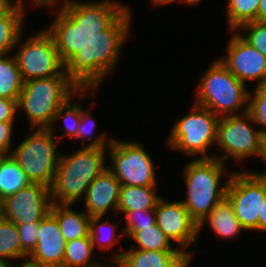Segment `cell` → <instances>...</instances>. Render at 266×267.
I'll list each match as a JSON object with an SVG mask.
<instances>
[{
    "label": "cell",
    "mask_w": 266,
    "mask_h": 267,
    "mask_svg": "<svg viewBox=\"0 0 266 267\" xmlns=\"http://www.w3.org/2000/svg\"><path fill=\"white\" fill-rule=\"evenodd\" d=\"M227 166L217 158H191L183 165V184L187 194L180 201L197 224L226 198L228 184L234 173Z\"/></svg>",
    "instance_id": "cell-3"
},
{
    "label": "cell",
    "mask_w": 266,
    "mask_h": 267,
    "mask_svg": "<svg viewBox=\"0 0 266 267\" xmlns=\"http://www.w3.org/2000/svg\"><path fill=\"white\" fill-rule=\"evenodd\" d=\"M122 246L111 257L105 256L110 267H190L194 263L181 251L125 250Z\"/></svg>",
    "instance_id": "cell-17"
},
{
    "label": "cell",
    "mask_w": 266,
    "mask_h": 267,
    "mask_svg": "<svg viewBox=\"0 0 266 267\" xmlns=\"http://www.w3.org/2000/svg\"><path fill=\"white\" fill-rule=\"evenodd\" d=\"M23 3L29 4L32 8H37L39 10V7H43L46 5H52L56 4L58 2H61L63 0H20ZM28 1V3H27ZM34 5V7H33Z\"/></svg>",
    "instance_id": "cell-40"
},
{
    "label": "cell",
    "mask_w": 266,
    "mask_h": 267,
    "mask_svg": "<svg viewBox=\"0 0 266 267\" xmlns=\"http://www.w3.org/2000/svg\"><path fill=\"white\" fill-rule=\"evenodd\" d=\"M31 184L28 175L10 154L0 158V202Z\"/></svg>",
    "instance_id": "cell-27"
},
{
    "label": "cell",
    "mask_w": 266,
    "mask_h": 267,
    "mask_svg": "<svg viewBox=\"0 0 266 267\" xmlns=\"http://www.w3.org/2000/svg\"><path fill=\"white\" fill-rule=\"evenodd\" d=\"M16 124L17 122H0V152L3 155H8L12 151Z\"/></svg>",
    "instance_id": "cell-36"
},
{
    "label": "cell",
    "mask_w": 266,
    "mask_h": 267,
    "mask_svg": "<svg viewBox=\"0 0 266 267\" xmlns=\"http://www.w3.org/2000/svg\"><path fill=\"white\" fill-rule=\"evenodd\" d=\"M22 267H37V266H33V265H24Z\"/></svg>",
    "instance_id": "cell-45"
},
{
    "label": "cell",
    "mask_w": 266,
    "mask_h": 267,
    "mask_svg": "<svg viewBox=\"0 0 266 267\" xmlns=\"http://www.w3.org/2000/svg\"><path fill=\"white\" fill-rule=\"evenodd\" d=\"M264 135L248 112L220 117L217 126L216 144L219 153L214 154L222 163L241 164L245 159L262 160ZM222 151V152H221Z\"/></svg>",
    "instance_id": "cell-9"
},
{
    "label": "cell",
    "mask_w": 266,
    "mask_h": 267,
    "mask_svg": "<svg viewBox=\"0 0 266 267\" xmlns=\"http://www.w3.org/2000/svg\"><path fill=\"white\" fill-rule=\"evenodd\" d=\"M121 184L115 175L105 168L89 185L83 200V209L89 216H107L109 211L117 215Z\"/></svg>",
    "instance_id": "cell-18"
},
{
    "label": "cell",
    "mask_w": 266,
    "mask_h": 267,
    "mask_svg": "<svg viewBox=\"0 0 266 267\" xmlns=\"http://www.w3.org/2000/svg\"><path fill=\"white\" fill-rule=\"evenodd\" d=\"M158 186L121 185L117 211H137L156 208L162 197Z\"/></svg>",
    "instance_id": "cell-23"
},
{
    "label": "cell",
    "mask_w": 266,
    "mask_h": 267,
    "mask_svg": "<svg viewBox=\"0 0 266 267\" xmlns=\"http://www.w3.org/2000/svg\"><path fill=\"white\" fill-rule=\"evenodd\" d=\"M37 246L28 256L25 265L37 267H63L66 240L61 234L55 216L49 212L40 221Z\"/></svg>",
    "instance_id": "cell-16"
},
{
    "label": "cell",
    "mask_w": 266,
    "mask_h": 267,
    "mask_svg": "<svg viewBox=\"0 0 266 267\" xmlns=\"http://www.w3.org/2000/svg\"><path fill=\"white\" fill-rule=\"evenodd\" d=\"M248 113L263 135L266 134V85L250 88Z\"/></svg>",
    "instance_id": "cell-32"
},
{
    "label": "cell",
    "mask_w": 266,
    "mask_h": 267,
    "mask_svg": "<svg viewBox=\"0 0 266 267\" xmlns=\"http://www.w3.org/2000/svg\"><path fill=\"white\" fill-rule=\"evenodd\" d=\"M100 89L97 88H81V118L77 132V142L80 141L82 147H94V148H108L113 142L114 137L108 136L106 131L101 132L98 136H94V132L97 126V119L92 115V110L89 107L86 109L82 107V104L86 96L97 97ZM84 99V100H83ZM83 101V102H82ZM107 133V134H106ZM86 141L89 143H86Z\"/></svg>",
    "instance_id": "cell-21"
},
{
    "label": "cell",
    "mask_w": 266,
    "mask_h": 267,
    "mask_svg": "<svg viewBox=\"0 0 266 267\" xmlns=\"http://www.w3.org/2000/svg\"><path fill=\"white\" fill-rule=\"evenodd\" d=\"M129 7L119 0H63L40 8H51L55 14L46 31L52 36L65 65Z\"/></svg>",
    "instance_id": "cell-1"
},
{
    "label": "cell",
    "mask_w": 266,
    "mask_h": 267,
    "mask_svg": "<svg viewBox=\"0 0 266 267\" xmlns=\"http://www.w3.org/2000/svg\"><path fill=\"white\" fill-rule=\"evenodd\" d=\"M20 259L22 261V244L17 225L0 216V264L3 267H22Z\"/></svg>",
    "instance_id": "cell-26"
},
{
    "label": "cell",
    "mask_w": 266,
    "mask_h": 267,
    "mask_svg": "<svg viewBox=\"0 0 266 267\" xmlns=\"http://www.w3.org/2000/svg\"><path fill=\"white\" fill-rule=\"evenodd\" d=\"M124 215L122 220H125L126 225L121 227L125 233V238L133 232L138 231L141 227L152 226L155 222V208L148 210L137 211H117V215ZM125 218V219H124Z\"/></svg>",
    "instance_id": "cell-34"
},
{
    "label": "cell",
    "mask_w": 266,
    "mask_h": 267,
    "mask_svg": "<svg viewBox=\"0 0 266 267\" xmlns=\"http://www.w3.org/2000/svg\"><path fill=\"white\" fill-rule=\"evenodd\" d=\"M150 4L151 6H154V7H166L165 5H172V4H177V3H181V0H150Z\"/></svg>",
    "instance_id": "cell-41"
},
{
    "label": "cell",
    "mask_w": 266,
    "mask_h": 267,
    "mask_svg": "<svg viewBox=\"0 0 266 267\" xmlns=\"http://www.w3.org/2000/svg\"><path fill=\"white\" fill-rule=\"evenodd\" d=\"M258 232L266 233V195H265V198L263 200L261 211L259 213Z\"/></svg>",
    "instance_id": "cell-39"
},
{
    "label": "cell",
    "mask_w": 266,
    "mask_h": 267,
    "mask_svg": "<svg viewBox=\"0 0 266 267\" xmlns=\"http://www.w3.org/2000/svg\"><path fill=\"white\" fill-rule=\"evenodd\" d=\"M200 76L192 103L209 109L218 117L248 112L251 87L239 81L219 59L211 62Z\"/></svg>",
    "instance_id": "cell-5"
},
{
    "label": "cell",
    "mask_w": 266,
    "mask_h": 267,
    "mask_svg": "<svg viewBox=\"0 0 266 267\" xmlns=\"http://www.w3.org/2000/svg\"><path fill=\"white\" fill-rule=\"evenodd\" d=\"M155 222L167 238L192 262L191 246L199 241L198 224L191 218L180 200L170 201L161 197L155 208ZM189 248V249H188Z\"/></svg>",
    "instance_id": "cell-13"
},
{
    "label": "cell",
    "mask_w": 266,
    "mask_h": 267,
    "mask_svg": "<svg viewBox=\"0 0 266 267\" xmlns=\"http://www.w3.org/2000/svg\"><path fill=\"white\" fill-rule=\"evenodd\" d=\"M191 105L189 113L178 117L171 125L165 145L173 152L185 154L189 160L191 157L214 158L208 151L216 144L220 117L195 103Z\"/></svg>",
    "instance_id": "cell-7"
},
{
    "label": "cell",
    "mask_w": 266,
    "mask_h": 267,
    "mask_svg": "<svg viewBox=\"0 0 266 267\" xmlns=\"http://www.w3.org/2000/svg\"><path fill=\"white\" fill-rule=\"evenodd\" d=\"M27 6L20 2L8 15L0 17V57L12 54L20 35L25 31Z\"/></svg>",
    "instance_id": "cell-22"
},
{
    "label": "cell",
    "mask_w": 266,
    "mask_h": 267,
    "mask_svg": "<svg viewBox=\"0 0 266 267\" xmlns=\"http://www.w3.org/2000/svg\"><path fill=\"white\" fill-rule=\"evenodd\" d=\"M81 88L69 76L23 81L18 112L27 116L29 129L50 128L61 105Z\"/></svg>",
    "instance_id": "cell-6"
},
{
    "label": "cell",
    "mask_w": 266,
    "mask_h": 267,
    "mask_svg": "<svg viewBox=\"0 0 266 267\" xmlns=\"http://www.w3.org/2000/svg\"><path fill=\"white\" fill-rule=\"evenodd\" d=\"M18 113V100L0 98V122H16Z\"/></svg>",
    "instance_id": "cell-37"
},
{
    "label": "cell",
    "mask_w": 266,
    "mask_h": 267,
    "mask_svg": "<svg viewBox=\"0 0 266 267\" xmlns=\"http://www.w3.org/2000/svg\"><path fill=\"white\" fill-rule=\"evenodd\" d=\"M20 242L22 244V266L27 262L28 256L37 246L39 239L40 222L17 225Z\"/></svg>",
    "instance_id": "cell-35"
},
{
    "label": "cell",
    "mask_w": 266,
    "mask_h": 267,
    "mask_svg": "<svg viewBox=\"0 0 266 267\" xmlns=\"http://www.w3.org/2000/svg\"><path fill=\"white\" fill-rule=\"evenodd\" d=\"M23 80L12 54L0 57V98L18 100Z\"/></svg>",
    "instance_id": "cell-30"
},
{
    "label": "cell",
    "mask_w": 266,
    "mask_h": 267,
    "mask_svg": "<svg viewBox=\"0 0 266 267\" xmlns=\"http://www.w3.org/2000/svg\"><path fill=\"white\" fill-rule=\"evenodd\" d=\"M73 206L52 203L50 209L58 222L61 234L67 242L89 235L91 216L84 210L74 209Z\"/></svg>",
    "instance_id": "cell-20"
},
{
    "label": "cell",
    "mask_w": 266,
    "mask_h": 267,
    "mask_svg": "<svg viewBox=\"0 0 266 267\" xmlns=\"http://www.w3.org/2000/svg\"><path fill=\"white\" fill-rule=\"evenodd\" d=\"M20 2V0H0V17L8 15Z\"/></svg>",
    "instance_id": "cell-38"
},
{
    "label": "cell",
    "mask_w": 266,
    "mask_h": 267,
    "mask_svg": "<svg viewBox=\"0 0 266 267\" xmlns=\"http://www.w3.org/2000/svg\"><path fill=\"white\" fill-rule=\"evenodd\" d=\"M245 168L232 174L226 198L245 231L258 232L259 213L266 195V175Z\"/></svg>",
    "instance_id": "cell-12"
},
{
    "label": "cell",
    "mask_w": 266,
    "mask_h": 267,
    "mask_svg": "<svg viewBox=\"0 0 266 267\" xmlns=\"http://www.w3.org/2000/svg\"><path fill=\"white\" fill-rule=\"evenodd\" d=\"M258 21L266 22V0H260L258 9Z\"/></svg>",
    "instance_id": "cell-42"
},
{
    "label": "cell",
    "mask_w": 266,
    "mask_h": 267,
    "mask_svg": "<svg viewBox=\"0 0 266 267\" xmlns=\"http://www.w3.org/2000/svg\"><path fill=\"white\" fill-rule=\"evenodd\" d=\"M260 0H227L225 18L228 31H235L239 26L258 21Z\"/></svg>",
    "instance_id": "cell-31"
},
{
    "label": "cell",
    "mask_w": 266,
    "mask_h": 267,
    "mask_svg": "<svg viewBox=\"0 0 266 267\" xmlns=\"http://www.w3.org/2000/svg\"><path fill=\"white\" fill-rule=\"evenodd\" d=\"M24 34L23 32L20 35L13 49L15 52L13 55L23 81L52 76H68L55 42L45 28L37 30L34 35L26 39L23 38Z\"/></svg>",
    "instance_id": "cell-11"
},
{
    "label": "cell",
    "mask_w": 266,
    "mask_h": 267,
    "mask_svg": "<svg viewBox=\"0 0 266 267\" xmlns=\"http://www.w3.org/2000/svg\"><path fill=\"white\" fill-rule=\"evenodd\" d=\"M235 32L266 57V22L251 21L239 26Z\"/></svg>",
    "instance_id": "cell-33"
},
{
    "label": "cell",
    "mask_w": 266,
    "mask_h": 267,
    "mask_svg": "<svg viewBox=\"0 0 266 267\" xmlns=\"http://www.w3.org/2000/svg\"><path fill=\"white\" fill-rule=\"evenodd\" d=\"M21 143L14 145L10 155L28 175L32 183L50 188L57 169L62 136L57 138L50 128L29 129ZM16 146V147H15Z\"/></svg>",
    "instance_id": "cell-8"
},
{
    "label": "cell",
    "mask_w": 266,
    "mask_h": 267,
    "mask_svg": "<svg viewBox=\"0 0 266 267\" xmlns=\"http://www.w3.org/2000/svg\"><path fill=\"white\" fill-rule=\"evenodd\" d=\"M96 254L92 245L90 234L87 237L66 242L63 267H110L103 260L95 258ZM94 257V258H93Z\"/></svg>",
    "instance_id": "cell-24"
},
{
    "label": "cell",
    "mask_w": 266,
    "mask_h": 267,
    "mask_svg": "<svg viewBox=\"0 0 266 267\" xmlns=\"http://www.w3.org/2000/svg\"><path fill=\"white\" fill-rule=\"evenodd\" d=\"M223 57H217L228 70L246 86L251 81L253 87L266 85V57L244 41L235 31H230Z\"/></svg>",
    "instance_id": "cell-15"
},
{
    "label": "cell",
    "mask_w": 266,
    "mask_h": 267,
    "mask_svg": "<svg viewBox=\"0 0 266 267\" xmlns=\"http://www.w3.org/2000/svg\"><path fill=\"white\" fill-rule=\"evenodd\" d=\"M132 12L130 6L108 29L99 33L65 64V73L80 88L100 89L104 79L117 70L121 51L133 35Z\"/></svg>",
    "instance_id": "cell-2"
},
{
    "label": "cell",
    "mask_w": 266,
    "mask_h": 267,
    "mask_svg": "<svg viewBox=\"0 0 266 267\" xmlns=\"http://www.w3.org/2000/svg\"><path fill=\"white\" fill-rule=\"evenodd\" d=\"M106 159L107 148L81 146L71 154L60 152L50 186L52 203L75 206L82 202L89 185L107 168Z\"/></svg>",
    "instance_id": "cell-4"
},
{
    "label": "cell",
    "mask_w": 266,
    "mask_h": 267,
    "mask_svg": "<svg viewBox=\"0 0 266 267\" xmlns=\"http://www.w3.org/2000/svg\"><path fill=\"white\" fill-rule=\"evenodd\" d=\"M127 238L133 241L129 249L153 250V251H180L167 238L163 231L155 223L152 226L141 227L133 231Z\"/></svg>",
    "instance_id": "cell-29"
},
{
    "label": "cell",
    "mask_w": 266,
    "mask_h": 267,
    "mask_svg": "<svg viewBox=\"0 0 266 267\" xmlns=\"http://www.w3.org/2000/svg\"><path fill=\"white\" fill-rule=\"evenodd\" d=\"M73 100V99H75ZM74 101V102H73ZM81 118V89L71 97L65 104L61 105L59 111L56 113L54 121L50 127L53 135L58 131H62V136L71 138L74 143H77V132ZM60 120V121H59ZM63 122L61 127L56 128V124ZM64 124V125H63ZM58 130V131H55Z\"/></svg>",
    "instance_id": "cell-28"
},
{
    "label": "cell",
    "mask_w": 266,
    "mask_h": 267,
    "mask_svg": "<svg viewBox=\"0 0 266 267\" xmlns=\"http://www.w3.org/2000/svg\"><path fill=\"white\" fill-rule=\"evenodd\" d=\"M106 216H92L90 218V228H89V234L92 240V245L94 250L97 249L101 251L108 252L109 250H113V247L118 246L119 243H121L123 240V237L125 238V233L123 229L120 228L117 229L119 224L118 222L115 224L111 223L109 219L106 218ZM103 221V222H102Z\"/></svg>",
    "instance_id": "cell-25"
},
{
    "label": "cell",
    "mask_w": 266,
    "mask_h": 267,
    "mask_svg": "<svg viewBox=\"0 0 266 267\" xmlns=\"http://www.w3.org/2000/svg\"><path fill=\"white\" fill-rule=\"evenodd\" d=\"M265 163L264 164V167H265V169H264V171H257V172H259L260 174H262V175H266V134L264 135V141H263V155H262V161H261V163Z\"/></svg>",
    "instance_id": "cell-43"
},
{
    "label": "cell",
    "mask_w": 266,
    "mask_h": 267,
    "mask_svg": "<svg viewBox=\"0 0 266 267\" xmlns=\"http://www.w3.org/2000/svg\"><path fill=\"white\" fill-rule=\"evenodd\" d=\"M202 0H181V3L183 5V3L186 5V6H197L198 4H201Z\"/></svg>",
    "instance_id": "cell-44"
},
{
    "label": "cell",
    "mask_w": 266,
    "mask_h": 267,
    "mask_svg": "<svg viewBox=\"0 0 266 267\" xmlns=\"http://www.w3.org/2000/svg\"><path fill=\"white\" fill-rule=\"evenodd\" d=\"M52 206L50 188L32 183L0 202V215L15 225L40 222Z\"/></svg>",
    "instance_id": "cell-14"
},
{
    "label": "cell",
    "mask_w": 266,
    "mask_h": 267,
    "mask_svg": "<svg viewBox=\"0 0 266 267\" xmlns=\"http://www.w3.org/2000/svg\"><path fill=\"white\" fill-rule=\"evenodd\" d=\"M139 140H123L114 136L107 148V168L121 185L159 186L156 164ZM145 145V146H144Z\"/></svg>",
    "instance_id": "cell-10"
},
{
    "label": "cell",
    "mask_w": 266,
    "mask_h": 267,
    "mask_svg": "<svg viewBox=\"0 0 266 267\" xmlns=\"http://www.w3.org/2000/svg\"><path fill=\"white\" fill-rule=\"evenodd\" d=\"M208 225V226H207ZM210 227L213 235L221 240H235L240 234L245 232L237 219L233 207L227 198L217 203L212 211L198 224V235H201L205 227Z\"/></svg>",
    "instance_id": "cell-19"
}]
</instances>
